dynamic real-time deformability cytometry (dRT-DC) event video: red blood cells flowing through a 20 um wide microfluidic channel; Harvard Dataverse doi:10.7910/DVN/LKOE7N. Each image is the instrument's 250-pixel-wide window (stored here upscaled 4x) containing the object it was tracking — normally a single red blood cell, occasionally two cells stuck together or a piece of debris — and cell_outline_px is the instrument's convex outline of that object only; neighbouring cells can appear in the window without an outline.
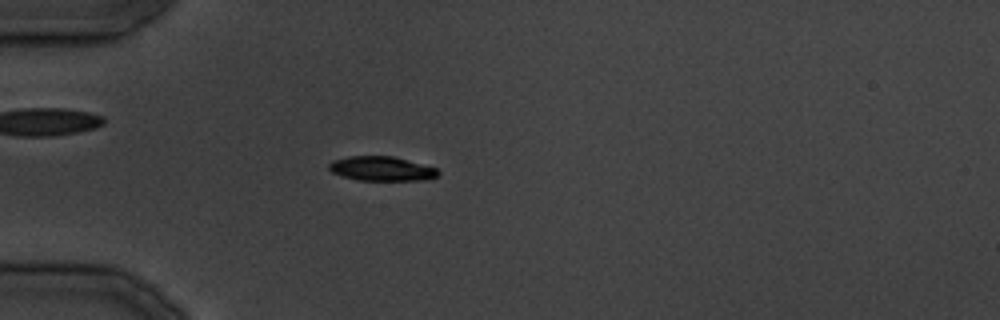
{"species": "common noctule bat (a hibernating species)", "species_latin": "Nyctalus noctula", "temperature_condition": "cold", "stored_images_in_passage": 27, "camera_frame_rate_fps": 3000, "um_per_image_px": 0.085, "animal": {"sex": "male", "body_mass_g": 19.5, "forearm_length_mm": 54.6}, "frame": {"image": 1, "passage_image": 5, "time_ms": 5.333, "image_size_px": [1000, 320], "cell_outline_px": [[440, 172], [436, 176], [424, 180], [356, 180], [332, 172], [328, 168], [328, 164], [332, 160], [348, 156], [392, 156], [436, 168]], "centroid_in_image_um": [32.39, 14.33], "position_along_channel_um": 52.6, "area_um2": 15.37}}
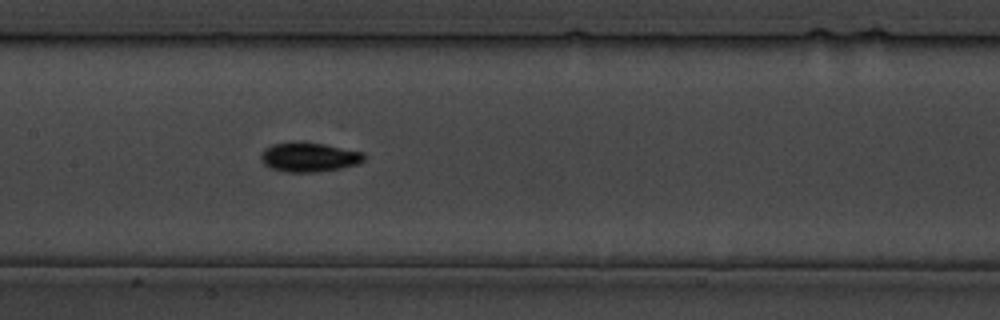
{"frame": {"image": 2, "passage_image": 12, "time_ms": 14.333, "image_size_px": [1000, 320], "cell_outline_px": [[364, 160], [356, 164], [340, 168], [316, 172], [284, 172], [272, 168], [264, 164], [260, 160], [260, 156], [264, 148], [272, 144], [296, 140], [324, 144], [364, 152]], "centroid_in_image_um": [26.22, 13.33], "position_along_channel_um": 181.2, "area_um2": 17.86}}